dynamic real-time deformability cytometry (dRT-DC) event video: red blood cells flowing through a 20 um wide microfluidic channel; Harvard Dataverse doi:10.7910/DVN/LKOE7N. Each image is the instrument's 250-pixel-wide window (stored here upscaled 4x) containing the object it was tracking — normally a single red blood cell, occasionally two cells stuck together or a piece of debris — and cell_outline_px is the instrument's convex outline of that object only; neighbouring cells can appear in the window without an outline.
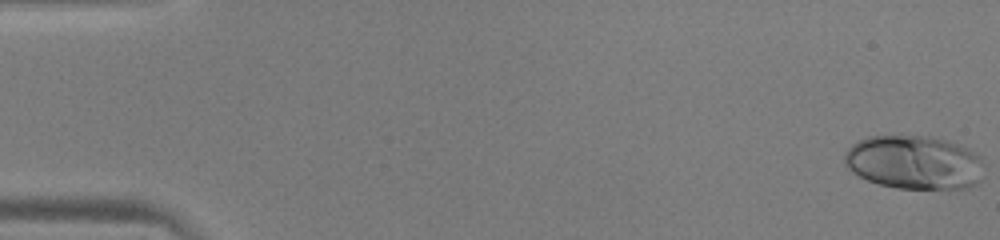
{"species": "human", "species_latin": "Homo sapiens", "temperature_condition": "warm", "stored_images_in_passage": 52, "camera_frame_rate_fps": 3000, "um_per_image_px": 0.085, "donor": {"sex": "male"}, "frame": {"image": 1, "passage_image": 1, "time_ms": 0.0, "image_size_px": [1000, 240], "cell_outline_px": [[984, 164], [980, 180], [976, 184], [964, 188], [896, 188], [880, 184], [868, 180], [852, 172], [844, 164], [844, 152], [856, 140], [868, 136], [928, 136], [948, 140], [968, 148], [976, 152], [980, 156]], "centroid_in_image_um": [77.7, 13.79], "position_along_channel_um": 7.3, "area_um2": 43.99}}
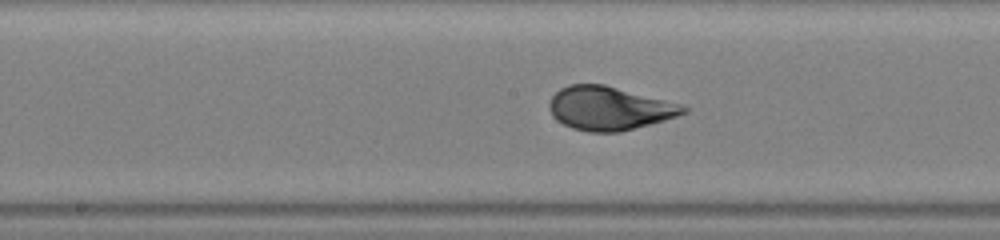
{"frame": {"image": 2, "passage_image": 27, "time_ms": 8.667, "image_size_px": [1000, 240], "cell_outline_px": [[688, 112], [664, 120], [620, 132], [588, 132], [572, 128], [556, 120], [552, 116], [548, 108], [548, 104], [552, 96], [560, 88], [568, 84], [604, 84], [684, 104], [688, 108]], "centroid_in_image_um": [51.78, 9.2], "position_along_channel_um": 196.4, "area_um2": 34.28}}
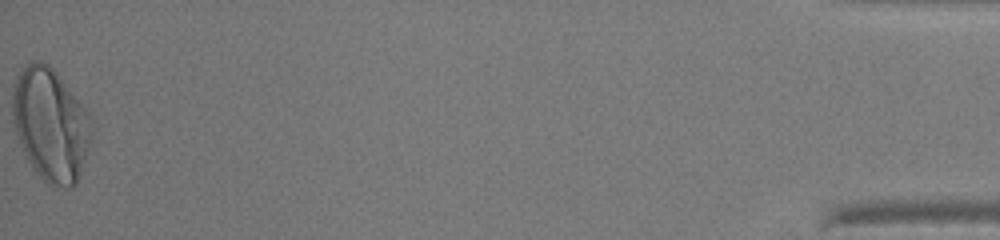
{"frame": {"image": 3, "passage_image": 52, "time_ms": 17.0, "image_size_px": [1000, 240], "cell_outline_px": [[92, 140], [76, 184], [72, 188], [64, 188], [48, 184], [32, 168], [20, 144], [12, 120], [12, 84], [16, 76], [32, 60], [40, 60], [48, 64], [56, 72], [88, 112], [92, 120]], "centroid_in_image_um": [4.29, 10.59], "position_along_channel_um": 430.9, "area_um2": 52.19}, "authors_computed_cell_mechanics": {"area_um2": 37.2232, "velocity_mm_per_s": 4.01, "shape_relaxation_time_tau1_ms": 3.2149, "shape_relaxation_time_tau2_ms": null, "deformation_change_tau1": 0.2072, "deformation_change_tau2": null}}